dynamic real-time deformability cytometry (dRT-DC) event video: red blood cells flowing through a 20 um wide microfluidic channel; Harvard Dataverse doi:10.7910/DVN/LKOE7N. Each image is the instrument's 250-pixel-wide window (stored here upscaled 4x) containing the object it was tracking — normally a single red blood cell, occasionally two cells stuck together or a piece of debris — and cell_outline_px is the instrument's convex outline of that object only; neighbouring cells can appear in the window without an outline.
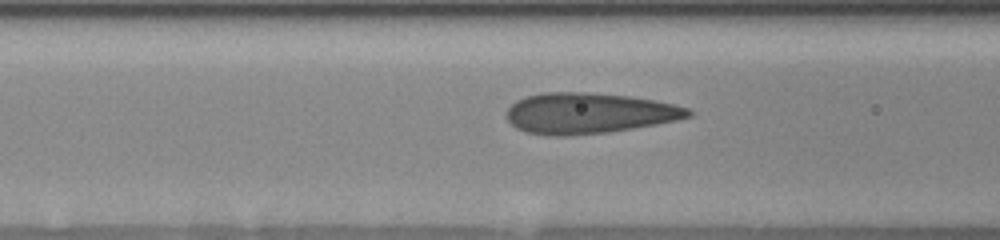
{"species": "human", "species_latin": "Homo sapiens", "temperature_condition": "room temperature", "stored_images_in_passage": 20, "camera_frame_rate_fps": 3000, "um_per_image_px": 0.085, "donor": {"sex": "female"}, "frame": {"image": 1, "passage_image": 15, "time_ms": 4.667, "image_size_px": [1000, 240], "cell_outline_px": [[692, 116], [676, 120], [656, 124], [608, 132], [568, 136], [548, 136], [528, 132], [516, 128], [508, 120], [508, 108], [516, 100], [524, 96], [544, 92], [588, 92], [628, 96], [656, 100], [688, 108], [692, 112]], "centroid_in_image_um": [50.04, 9.62], "position_along_channel_um": 116.6, "area_um2": 43.12}}
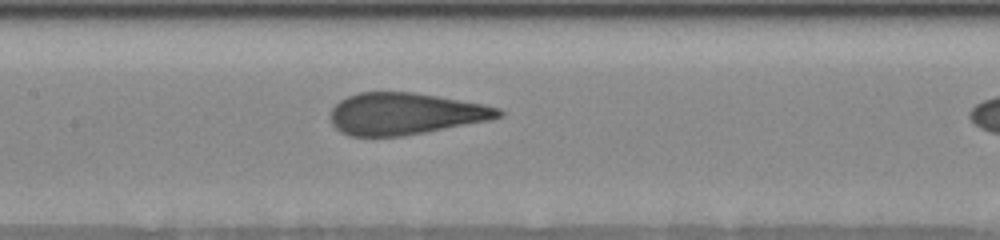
{"frame": {"image": 2, "passage_image": 19, "time_ms": 6.0, "image_size_px": [1000, 240], "cell_outline_px": [[504, 116], [492, 120], [424, 132], [400, 136], [348, 136], [340, 132], [332, 124], [332, 108], [340, 100], [356, 92], [416, 92], [484, 104], [500, 108], [504, 112]], "centroid_in_image_um": [34.48, 9.66], "position_along_channel_um": 172.9, "area_um2": 41.04}}